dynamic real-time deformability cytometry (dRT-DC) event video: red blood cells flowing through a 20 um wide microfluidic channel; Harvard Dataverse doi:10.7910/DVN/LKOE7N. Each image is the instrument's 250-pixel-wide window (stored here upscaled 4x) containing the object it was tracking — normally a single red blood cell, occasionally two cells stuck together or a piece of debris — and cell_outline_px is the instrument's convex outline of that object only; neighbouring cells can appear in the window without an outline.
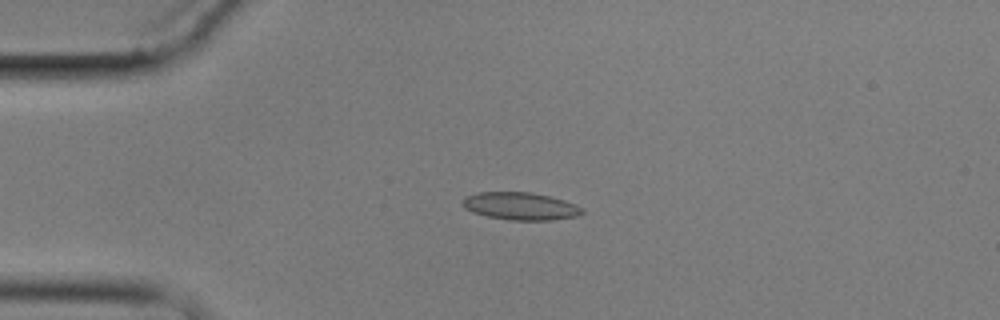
{"species": "common noctule bat (a hibernating species)", "species_latin": "Nyctalus noctula", "temperature_condition": "cold", "stored_images_in_passage": 11, "camera_frame_rate_fps": 3000, "um_per_image_px": 0.085, "animal": {"sex": "male", "body_mass_g": 17.9}, "frame": {"image": 1, "passage_image": 4, "time_ms": 4.333, "image_size_px": [1000, 320], "cell_outline_px": [[584, 212], [576, 216], [548, 220], [512, 220], [488, 216], [472, 212], [464, 208], [460, 204], [460, 200], [464, 196], [480, 192], [532, 192], [564, 200], [576, 204], [584, 208]], "centroid_in_image_um": [44.2, 17.51], "position_along_channel_um": 40.8, "area_um2": 19.31}}
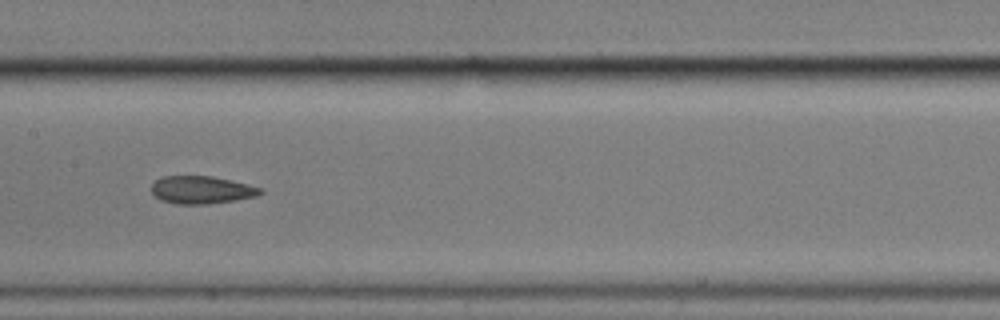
{"frame": {"image": 2, "passage_image": 8, "time_ms": 9.333, "image_size_px": [1000, 320], "cell_outline_px": [[264, 192], [256, 196], [208, 204], [176, 204], [160, 200], [152, 192], [152, 184], [156, 180], [164, 176], [212, 176], [248, 184], [264, 188]], "centroid_in_image_um": [17.14, 16.14], "position_along_channel_um": 190.3, "area_um2": 17.51}}
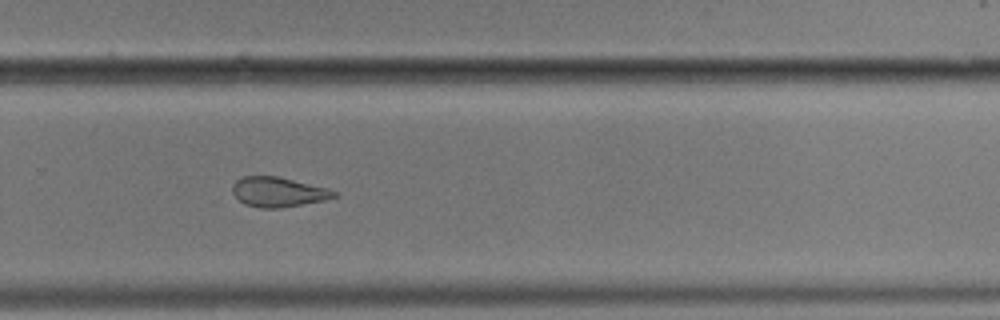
{"frame": {"image": 3, "passage_image": 11, "time_ms": 12.667, "image_size_px": [1000, 320], "cell_outline_px": [[336, 196], [324, 200], [280, 208], [260, 208], [244, 204], [232, 192], [232, 184], [236, 180], [244, 176], [276, 176], [328, 188], [336, 192]], "centroid_in_image_um": [23.61, 16.32], "position_along_channel_um": 306.2, "area_um2": 17.46}}